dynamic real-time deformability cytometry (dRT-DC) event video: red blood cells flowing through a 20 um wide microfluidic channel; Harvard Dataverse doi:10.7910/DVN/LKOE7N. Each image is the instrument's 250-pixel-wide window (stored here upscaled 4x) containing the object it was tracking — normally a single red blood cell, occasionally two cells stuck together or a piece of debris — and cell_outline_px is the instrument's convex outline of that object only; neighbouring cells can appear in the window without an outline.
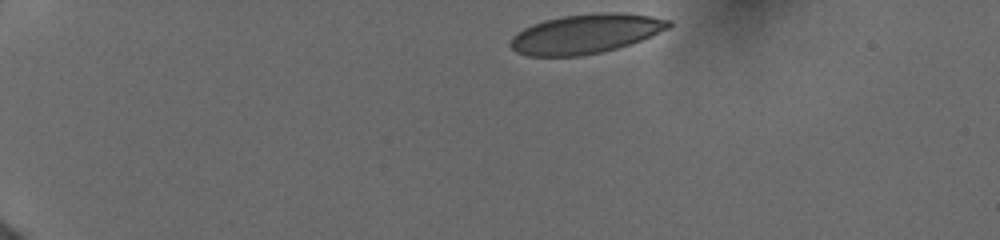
{"species": "human", "species_latin": "Homo sapiens", "temperature_condition": "cold", "stored_images_in_passage": 10, "camera_frame_rate_fps": 3000, "um_per_image_px": 0.085, "donor": {"sex": "female"}, "frame": {"image": 1, "passage_image": 1, "time_ms": 0.0, "image_size_px": [1000, 240], "cell_outline_px": [[672, 24], [668, 28], [640, 40], [616, 48], [600, 52], [580, 56], [528, 56], [516, 52], [508, 44], [512, 36], [524, 28], [532, 24], [544, 20], [564, 16], [596, 12], [616, 12], [652, 16], [672, 20]], "centroid_in_image_um": [49.75, 2.87], "position_along_channel_um": 35.3, "area_um2": 36.18}}
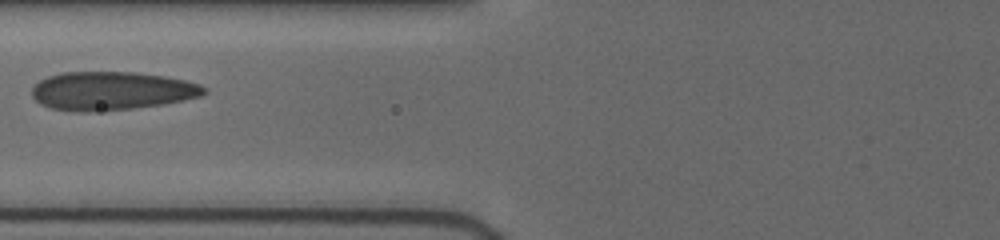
{"frame": {"image": 2, "passage_image": 9, "time_ms": 4.333, "image_size_px": [1000, 240], "cell_outline_px": [[208, 92], [200, 96], [160, 104], [132, 108], [92, 112], [76, 112], [52, 108], [40, 104], [32, 96], [32, 88], [40, 80], [48, 76], [64, 72], [136, 72], [164, 76], [184, 80], [200, 84], [208, 88]], "centroid_in_image_um": [9.47, 7.72], "position_along_channel_um": 116.3, "area_um2": 38.49}}
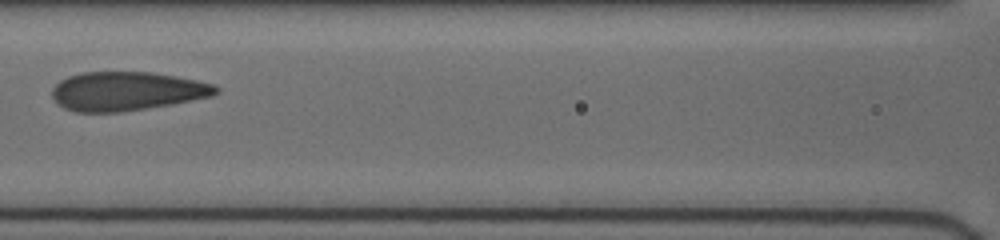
{"frame": {"image": 3, "passage_image": 10, "time_ms": 5.333, "image_size_px": [1000, 240], "cell_outline_px": [[220, 92], [212, 96], [172, 104], [120, 112], [76, 112], [64, 108], [52, 96], [52, 88], [60, 80], [68, 76], [80, 72], [152, 72], [176, 76], [216, 84], [220, 88]], "centroid_in_image_um": [10.8, 7.74], "position_along_channel_um": 155.8, "area_um2": 37.22}}